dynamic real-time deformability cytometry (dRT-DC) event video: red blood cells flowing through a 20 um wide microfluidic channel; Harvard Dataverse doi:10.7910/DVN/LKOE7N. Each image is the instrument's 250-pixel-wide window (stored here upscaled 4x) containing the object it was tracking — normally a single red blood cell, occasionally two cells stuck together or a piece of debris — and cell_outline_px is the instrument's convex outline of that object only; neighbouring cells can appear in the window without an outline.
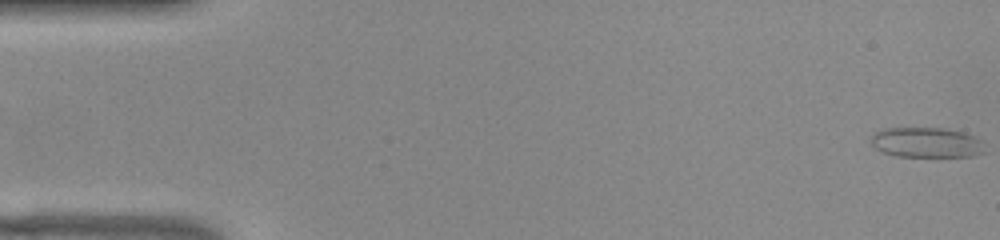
{"species": "common noctule bat (a hibernating species)", "species_latin": "Nyctalus noctula", "temperature_condition": "warm", "stored_images_in_passage": 53, "camera_frame_rate_fps": 3000, "um_per_image_px": 0.085, "animal": {"sex": "female", "body_mass_g": 22.0, "forearm_length_mm": 56.7}, "frame": {"image": 1, "passage_image": 1, "time_ms": 0.0, "image_size_px": [1000, 240], "cell_outline_px": [[984, 152], [972, 156], [896, 156], [884, 152], [876, 148], [872, 144], [872, 132], [880, 128], [944, 128], [964, 132], [984, 140]], "centroid_in_image_um": [78.77, 12.09], "position_along_channel_um": 6.2, "area_um2": 20.11}}
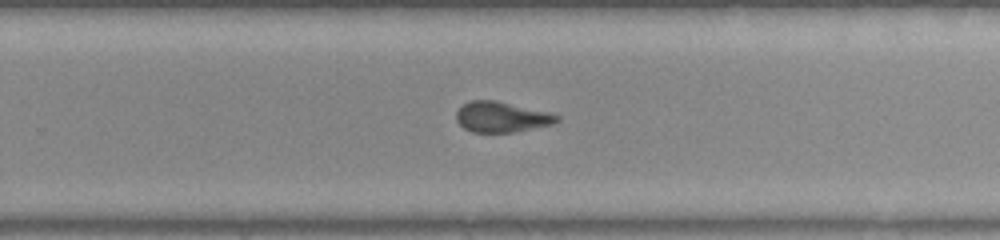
{"frame": {"image": 2, "passage_image": 34, "time_ms": 11.0, "image_size_px": [1000, 240], "cell_outline_px": [[560, 120], [552, 124], [512, 132], [472, 132], [464, 128], [456, 120], [456, 112], [464, 104], [472, 100], [496, 100], [548, 112], [560, 116]], "centroid_in_image_um": [42.62, 9.94], "position_along_channel_um": 287.2, "area_um2": 17.69}}
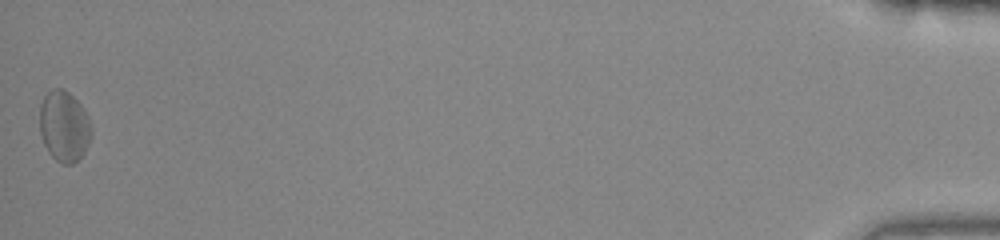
{"frame": {"image": 3, "passage_image": 53, "time_ms": 17.333, "image_size_px": [1000, 240], "cell_outline_px": [[92, 136], [84, 152], [72, 164], [60, 164], [48, 152], [44, 144], [40, 132], [40, 104], [44, 96], [52, 88], [60, 88], [68, 92], [80, 104], [88, 116], [92, 128]], "centroid_in_image_um": [5.45, 10.74], "position_along_channel_um": 429.8, "area_um2": 21.33}, "authors_computed_cell_mechanics": {"area_um2": 19.1318, "velocity_mm_per_s": 3.8698, "shape_relaxation_time_tau1_ms": null, "shape_relaxation_time_tau2_ms": 1.3048, "deformation_change_tau1": null, "deformation_change_tau2": 0.059}}